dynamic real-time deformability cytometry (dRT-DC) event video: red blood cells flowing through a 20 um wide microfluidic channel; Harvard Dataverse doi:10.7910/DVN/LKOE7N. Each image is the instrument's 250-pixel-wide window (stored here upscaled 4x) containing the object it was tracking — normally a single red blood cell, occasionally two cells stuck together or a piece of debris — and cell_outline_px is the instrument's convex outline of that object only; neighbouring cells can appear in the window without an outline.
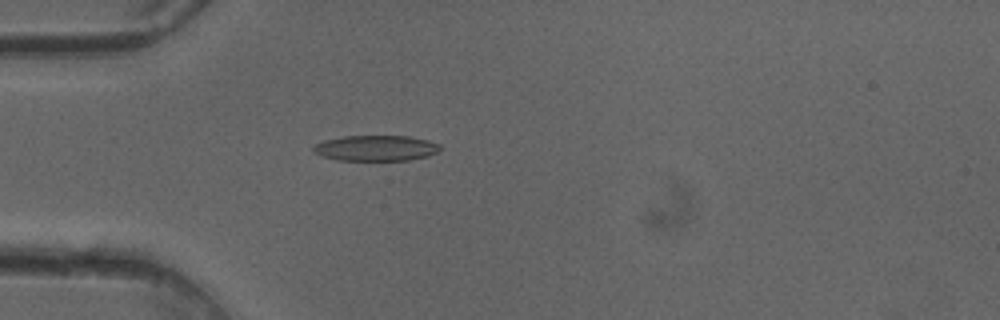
{"species": "common noctule bat (a hibernating species)", "species_latin": "Nyctalus noctula", "temperature_condition": "cold", "stored_images_in_passage": 48, "camera_frame_rate_fps": 3000, "um_per_image_px": 0.085, "animal": {"sex": "female"}, "frame": {"image": 1, "passage_image": 12, "time_ms": 3.667, "image_size_px": [1000, 320], "cell_outline_px": [[440, 148], [436, 152], [428, 156], [408, 160], [336, 160], [312, 152], [312, 148], [316, 144], [324, 140], [344, 136], [408, 136], [428, 140], [440, 144]], "centroid_in_image_um": [31.94, 12.59], "position_along_channel_um": 53.1, "area_um2": 18.84}}
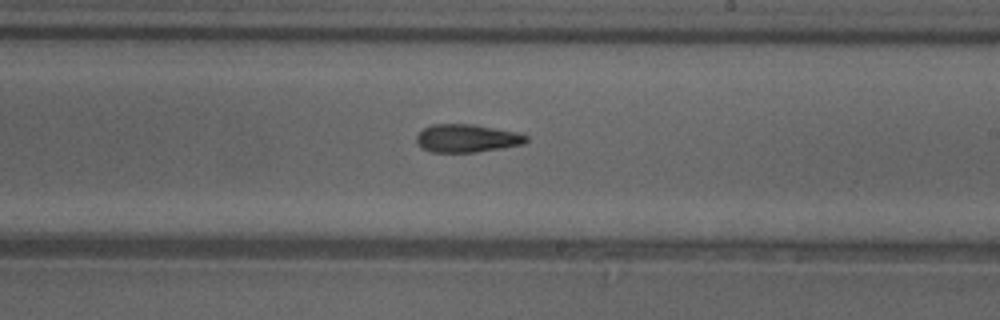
{"frame": {"image": 2, "passage_image": 27, "time_ms": 8.667, "image_size_px": [1000, 320], "cell_outline_px": [[528, 140], [524, 144], [476, 152], [432, 152], [416, 144], [416, 136], [424, 128], [432, 124], [472, 124], [520, 132], [528, 136]], "centroid_in_image_um": [39.71, 11.75], "position_along_channel_um": 249.3, "area_um2": 17.98}}
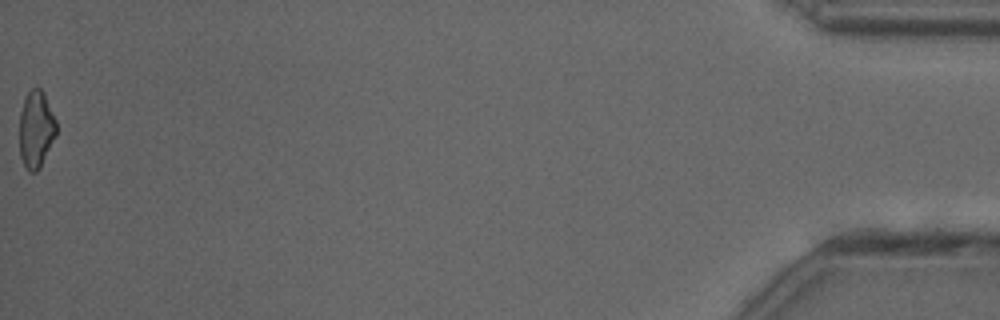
{"frame": {"image": 3, "passage_image": 48, "time_ms": 15.667, "image_size_px": [1000, 320], "cell_outline_px": [[56, 136], [40, 168], [36, 172], [28, 172], [20, 156], [20, 112], [24, 100], [28, 92], [36, 84], [44, 92], [56, 120]], "centroid_in_image_um": [3.07, 10.98], "position_along_channel_um": 432.1, "area_um2": 16.7}, "authors_computed_cell_mechanics": {"area_um2": 18.0914, "velocity_mm_per_s": 4.1009, "shape_relaxation_time_tau1_ms": 8.7891, "shape_relaxation_time_tau2_ms": 5.4909, "deformation_change_tau1": 0.1906, "deformation_change_tau2": 0.1467}}